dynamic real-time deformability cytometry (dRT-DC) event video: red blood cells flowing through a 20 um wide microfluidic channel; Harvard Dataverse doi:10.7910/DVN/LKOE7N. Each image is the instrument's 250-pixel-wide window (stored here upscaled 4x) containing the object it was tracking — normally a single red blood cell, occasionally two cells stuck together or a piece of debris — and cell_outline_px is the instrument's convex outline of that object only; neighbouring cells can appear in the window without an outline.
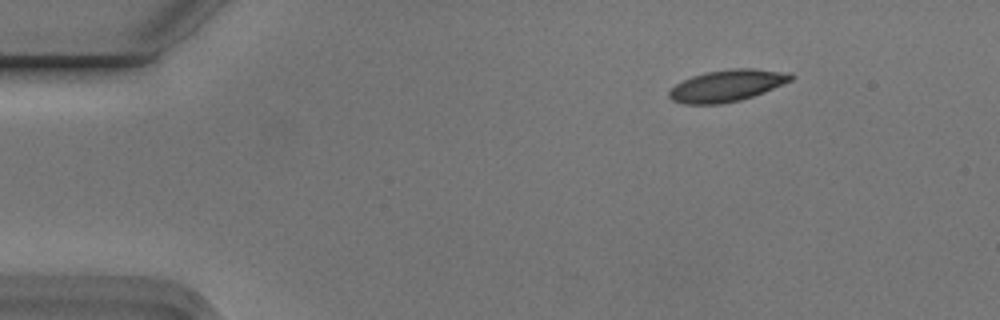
{"species": "Egyptian fruit bat (a non-hibernating species)", "species_latin": "Rousettus aegyptiacus", "temperature_condition": "cold", "stored_images_in_passage": 11, "camera_frame_rate_fps": 3000, "um_per_image_px": 0.085, "animal": {"sex": "male"}, "frame": {"image": 1, "passage_image": 3, "time_ms": 0.667, "image_size_px": [1000, 320], "cell_outline_px": [[796, 76], [792, 80], [764, 92], [740, 100], [720, 104], [684, 104], [672, 100], [668, 96], [668, 92], [676, 84], [692, 76], [704, 72], [732, 68], [752, 68], [788, 72]], "centroid_in_image_um": [61.8, 7.27], "position_along_channel_um": 23.2, "area_um2": 22.54}}
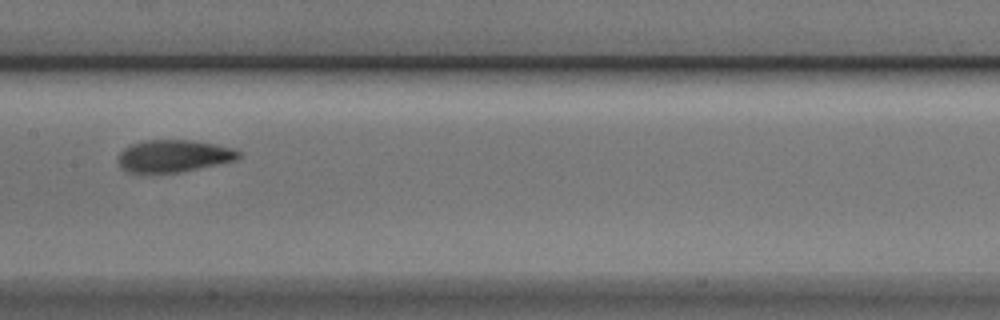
{"frame": {"image": 2, "passage_image": 8, "time_ms": 2.333, "image_size_px": [1000, 320], "cell_outline_px": [[240, 156], [236, 160], [180, 172], [140, 176], [128, 172], [120, 168], [120, 152], [124, 148], [132, 144], [148, 140], [188, 140], [216, 144], [232, 148], [240, 152]], "centroid_in_image_um": [14.71, 13.3], "position_along_channel_um": 192.7, "area_um2": 23.0}}
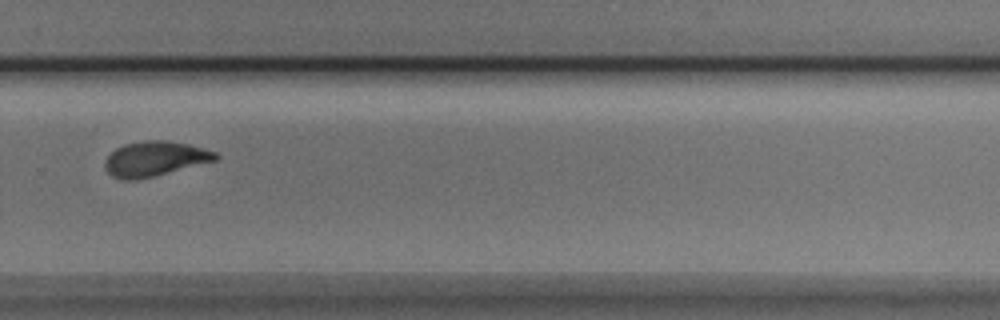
{"frame": {"image": 3, "passage_image": 11, "time_ms": 3.333, "image_size_px": [1000, 320], "cell_outline_px": [[220, 156], [216, 160], [136, 180], [124, 180], [112, 176], [104, 168], [104, 160], [116, 148], [124, 144], [144, 140], [164, 140], [188, 144], [216, 152]], "centroid_in_image_um": [13.12, 13.49], "position_along_channel_um": 316.7, "area_um2": 22.25}}